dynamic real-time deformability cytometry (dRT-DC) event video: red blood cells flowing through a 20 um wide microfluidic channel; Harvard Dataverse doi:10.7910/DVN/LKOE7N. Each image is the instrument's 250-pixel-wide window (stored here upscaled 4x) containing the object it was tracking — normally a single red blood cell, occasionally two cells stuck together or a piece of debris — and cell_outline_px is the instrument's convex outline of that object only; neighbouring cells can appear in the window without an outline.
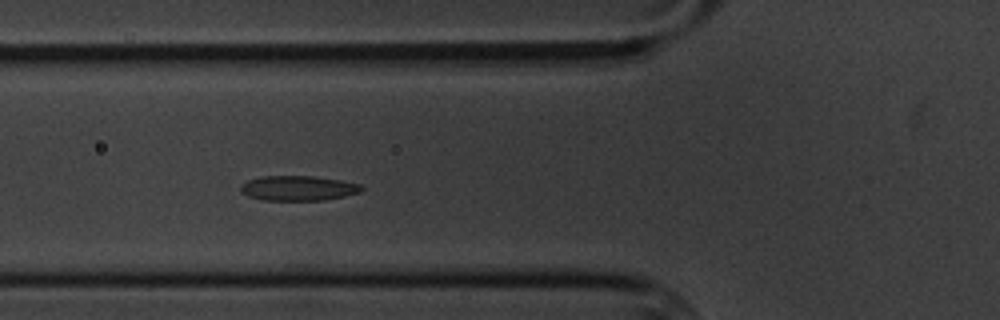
{"species": "common noctule bat (a hibernating species)", "species_latin": "Nyctalus noctula", "temperature_condition": "cold", "stored_images_in_passage": 7, "camera_frame_rate_fps": 3000, "um_per_image_px": 0.085, "animal": {"sex": "male", "body_mass_g": 20.1, "forearm_length_mm": 53.5}, "frame": {"image": 1, "passage_image": 5, "time_ms": 4.667, "image_size_px": [1000, 320], "cell_outline_px": [[364, 188], [360, 192], [344, 196], [324, 200], [264, 200], [248, 196], [240, 192], [240, 184], [248, 180], [260, 176], [312, 176], [340, 180], [360, 184]], "centroid_in_image_um": [25.31, 15.99], "position_along_channel_um": 100.5, "area_um2": 17.57}}
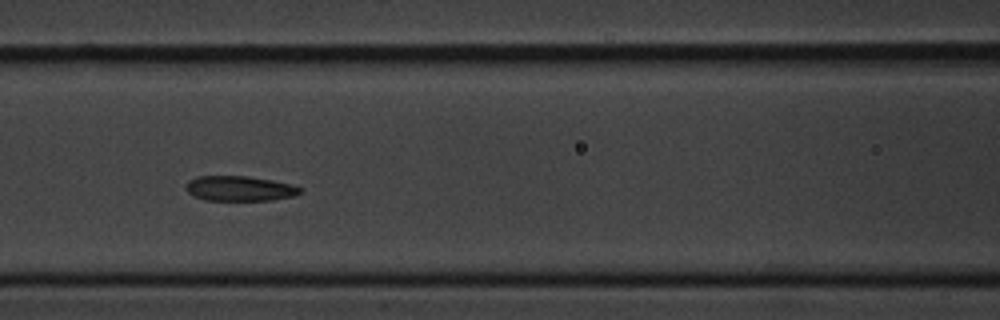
{"frame": {"image": 2, "passage_image": 6, "time_ms": 6.0, "image_size_px": [1000, 320], "cell_outline_px": [[304, 188], [300, 192], [292, 196], [272, 200], [204, 200], [188, 192], [184, 188], [188, 180], [196, 176], [248, 176], [272, 180]], "centroid_in_image_um": [20.33, 16.01], "position_along_channel_um": 146.3, "area_um2": 16.59}}
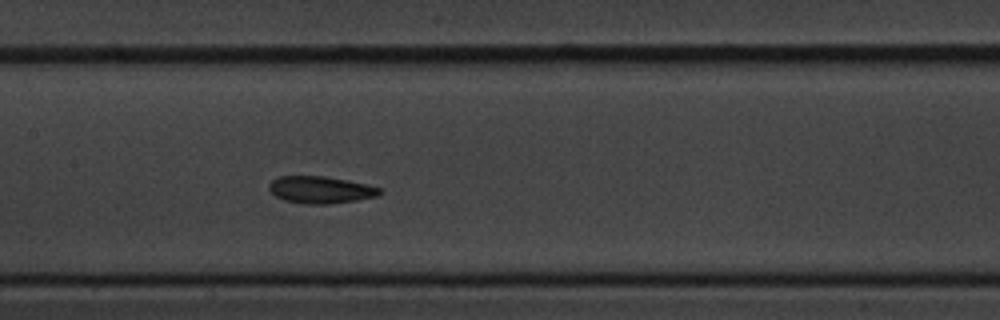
{"frame": {"image": 3, "passage_image": 7, "time_ms": 7.0, "image_size_px": [1000, 320], "cell_outline_px": [[384, 188], [380, 196], [356, 200], [328, 204], [304, 204], [284, 200], [276, 196], [268, 188], [268, 184], [272, 180], [280, 176], [324, 176], [348, 180]], "centroid_in_image_um": [27.29, 16.13], "position_along_channel_um": 180.1, "area_um2": 17.63}}